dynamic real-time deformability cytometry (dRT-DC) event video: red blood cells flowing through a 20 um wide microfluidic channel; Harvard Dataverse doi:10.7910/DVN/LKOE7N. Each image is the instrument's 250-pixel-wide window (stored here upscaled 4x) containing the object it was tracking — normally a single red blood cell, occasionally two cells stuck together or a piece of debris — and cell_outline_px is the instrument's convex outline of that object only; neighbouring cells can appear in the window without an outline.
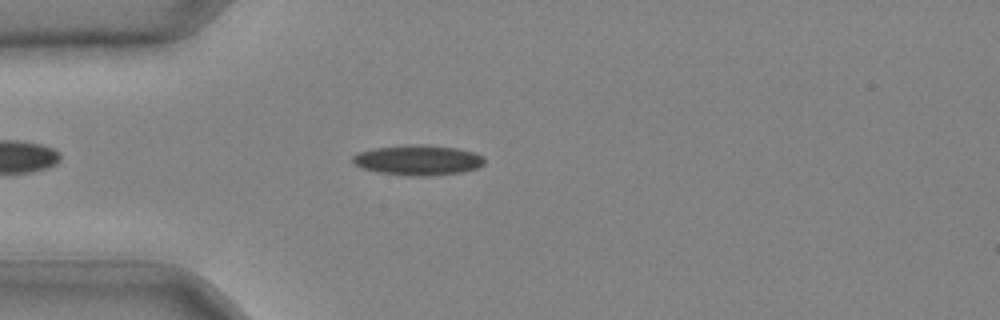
{"species": "common noctule bat (a hibernating species)", "species_latin": "Nyctalus noctula", "temperature_condition": "cold", "stored_images_in_passage": 34, "camera_frame_rate_fps": 3000, "um_per_image_px": 0.085, "animal": {"sex": "male", "body_mass_g": 20.4}, "frame": {"image": 1, "passage_image": 4, "time_ms": 1.0, "image_size_px": [1000, 320], "cell_outline_px": [[484, 164], [476, 168], [460, 172], [424, 176], [412, 176], [376, 172], [360, 168], [352, 160], [352, 156], [360, 152], [376, 148], [416, 144], [420, 144], [456, 148], [472, 152], [484, 156]], "centroid_in_image_um": [35.52, 13.61], "position_along_channel_um": 49.5, "area_um2": 22.89}}
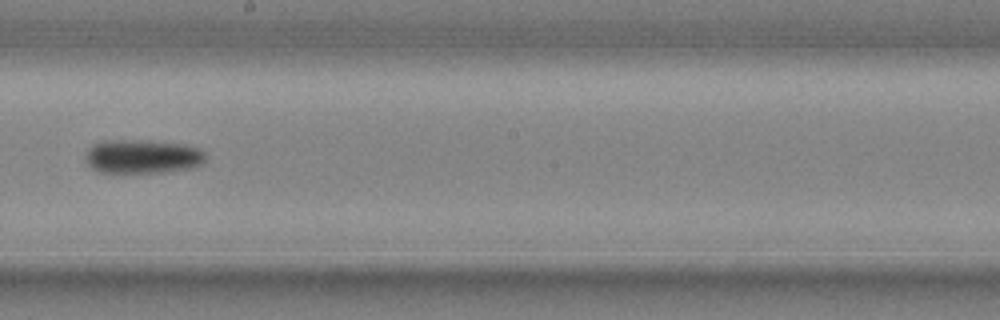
{"frame": {"image": 2, "passage_image": 17, "time_ms": 5.333, "image_size_px": [1000, 320], "cell_outline_px": [[204, 164], [192, 168], [168, 172], [100, 172], [92, 168], [84, 160], [84, 156], [88, 148], [92, 144], [100, 140], [148, 140], [184, 144], [200, 148], [204, 152]], "centroid_in_image_um": [12.1, 13.29], "position_along_channel_um": 236.1, "area_um2": 24.16}}
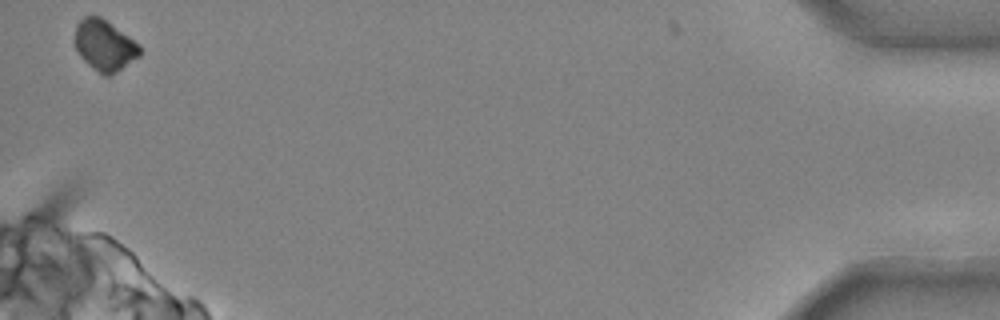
{"frame": {"image": 3, "passage_image": 34, "time_ms": 11.0, "image_size_px": [1000, 320], "cell_outline_px": [[140, 56], [112, 76], [104, 76], [92, 68], [76, 52], [72, 40], [76, 24], [84, 16], [100, 16], [140, 44]], "centroid_in_image_um": [8.85, 3.87], "position_along_channel_um": 426.4, "area_um2": 19.65}}